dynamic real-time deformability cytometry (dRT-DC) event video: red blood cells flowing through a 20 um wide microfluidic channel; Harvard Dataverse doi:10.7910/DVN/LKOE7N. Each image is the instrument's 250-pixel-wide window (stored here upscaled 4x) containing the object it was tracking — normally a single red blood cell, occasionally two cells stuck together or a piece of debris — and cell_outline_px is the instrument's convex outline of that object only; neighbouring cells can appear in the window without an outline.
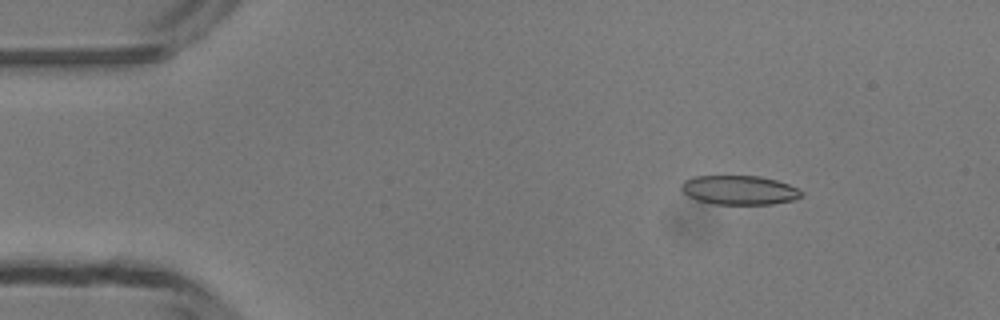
{"species": "common noctule bat (a hibernating species)", "species_latin": "Nyctalus noctula", "temperature_condition": "room temperature", "stored_images_in_passage": 49, "camera_frame_rate_fps": 3000, "um_per_image_px": 0.085, "animal": {"sex": "male", "body_mass_g": 13.3}, "frame": {"image": 1, "passage_image": 7, "time_ms": 2.0, "image_size_px": [1000, 320], "cell_outline_px": [[804, 196], [796, 200], [772, 204], [716, 204], [696, 200], [688, 196], [680, 188], [680, 184], [684, 180], [692, 176], [760, 176], [776, 180], [788, 184], [804, 192]], "centroid_in_image_um": [62.85, 16.16], "position_along_channel_um": 22.2, "area_um2": 20.63}}
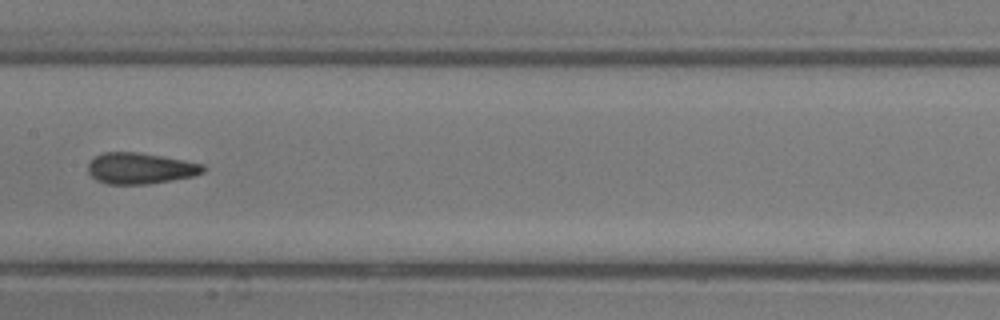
{"frame": {"image": 2, "passage_image": 25, "time_ms": 8.0, "image_size_px": [1000, 320], "cell_outline_px": [[208, 168], [204, 172], [192, 176], [172, 180], [148, 184], [108, 184], [96, 180], [88, 172], [88, 164], [96, 156], [104, 152], [136, 152], [160, 156], [204, 164]], "centroid_in_image_um": [11.94, 14.31], "position_along_channel_um": 195.5, "area_um2": 20.75}}
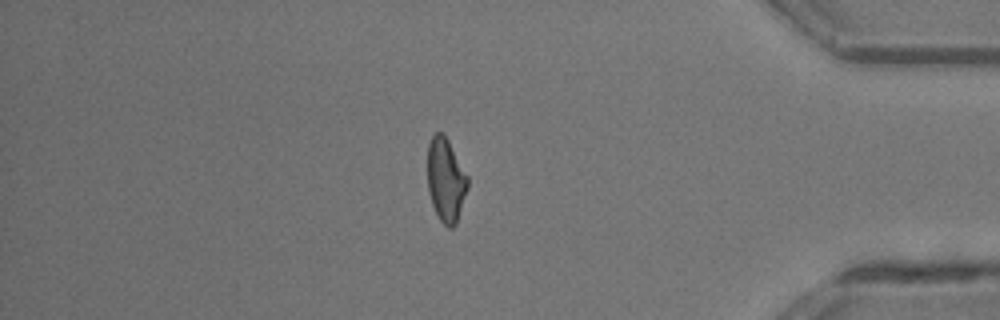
{"frame": {"image": 3, "passage_image": 42, "time_ms": 13.667, "image_size_px": [1000, 320], "cell_outline_px": [[468, 188], [456, 224], [452, 228], [448, 228], [440, 220], [432, 204], [428, 188], [428, 144], [432, 136], [436, 132], [444, 132], [468, 176]], "centroid_in_image_um": [37.9, 15.28], "position_along_channel_um": 397.3, "area_um2": 19.59}, "authors_computed_cell_mechanics": {"area_um2": 20.6346, "velocity_mm_per_s": 4.1887, "shape_relaxation_time_tau1_ms": null, "shape_relaxation_time_tau2_ms": 1.2978, "deformation_change_tau1": null, "deformation_change_tau2": 0.0795}}